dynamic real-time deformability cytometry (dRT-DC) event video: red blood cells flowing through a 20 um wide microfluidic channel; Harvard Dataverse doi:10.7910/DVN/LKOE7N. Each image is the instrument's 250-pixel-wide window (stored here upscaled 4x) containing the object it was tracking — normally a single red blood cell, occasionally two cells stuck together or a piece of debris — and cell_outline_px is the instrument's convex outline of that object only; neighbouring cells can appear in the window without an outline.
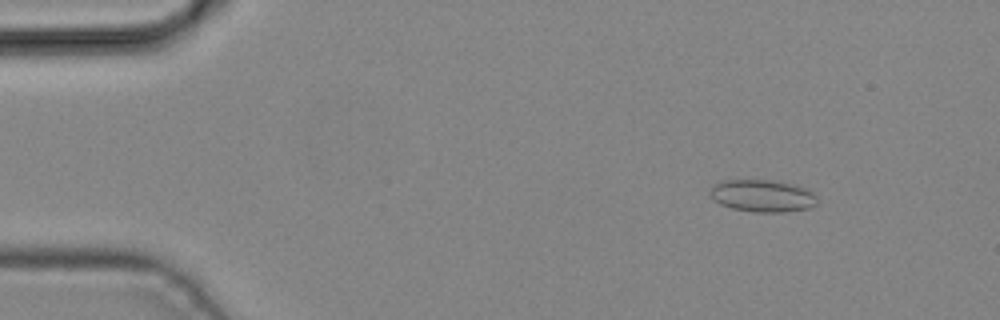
{"species": "common noctule bat (a hibernating species)", "species_latin": "Nyctalus noctula", "temperature_condition": "cold", "stored_images_in_passage": 3, "camera_frame_rate_fps": 3000, "um_per_image_px": 0.085, "animal": {"sex": "male", "body_mass_g": 19.2, "forearm_length_mm": 51.8}, "frame": {"image": 1, "passage_image": 1, "time_ms": 0.0, "image_size_px": [1000, 320], "cell_outline_px": [[816, 204], [808, 208], [784, 212], [752, 212], [732, 208], [720, 204], [708, 192], [712, 184], [720, 180], [776, 180], [808, 188], [816, 196]], "centroid_in_image_um": [64.79, 16.63], "position_along_channel_um": 20.2, "area_um2": 20.29}}